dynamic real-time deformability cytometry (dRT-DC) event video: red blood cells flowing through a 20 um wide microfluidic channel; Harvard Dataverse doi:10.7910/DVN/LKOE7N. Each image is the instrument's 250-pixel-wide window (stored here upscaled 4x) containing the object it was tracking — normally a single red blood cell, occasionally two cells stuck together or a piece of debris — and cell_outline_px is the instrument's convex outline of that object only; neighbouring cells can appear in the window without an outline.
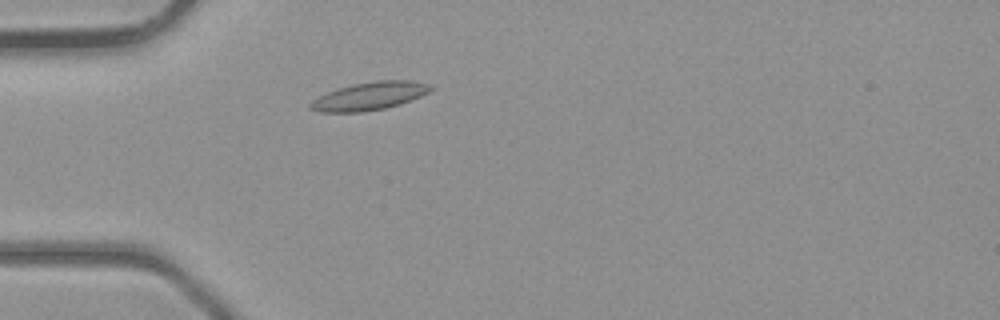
{"species": "common noctule bat (a hibernating species)", "species_latin": "Nyctalus noctula", "temperature_condition": "room temperature", "stored_images_in_passage": 2, "camera_frame_rate_fps": 3000, "um_per_image_px": 0.085, "animal": {"sex": "male", "body_mass_g": 23.1, "forearm_length_mm": 52.7}, "frame": {"image": 1, "passage_image": 2, "time_ms": 1.333, "image_size_px": [1000, 320], "cell_outline_px": [[436, 88], [420, 96], [400, 104], [384, 108], [364, 112], [320, 112], [308, 108], [308, 104], [312, 100], [336, 88], [352, 84], [376, 80], [412, 80], [432, 84]], "centroid_in_image_um": [31.42, 8.15], "position_along_channel_um": 53.6, "area_um2": 19.83}}